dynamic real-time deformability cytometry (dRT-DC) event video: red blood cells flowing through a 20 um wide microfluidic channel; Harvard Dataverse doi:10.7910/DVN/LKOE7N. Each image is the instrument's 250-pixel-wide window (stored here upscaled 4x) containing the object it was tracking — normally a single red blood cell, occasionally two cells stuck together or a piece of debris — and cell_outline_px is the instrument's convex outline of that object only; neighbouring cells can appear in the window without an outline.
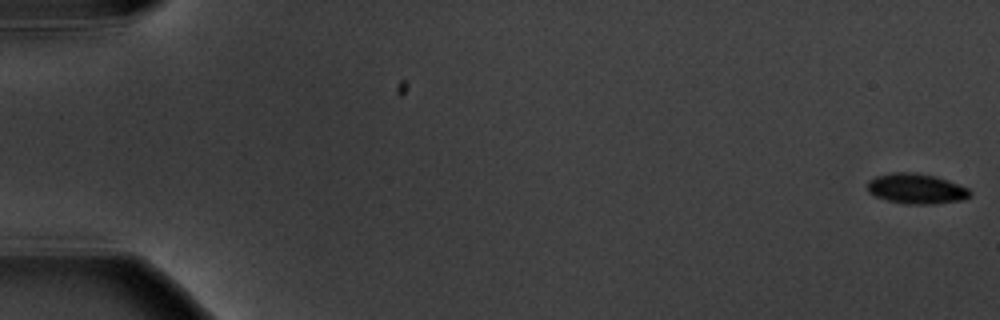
{"species": "common noctule bat (a hibernating species)", "species_latin": "Nyctalus noctula", "temperature_condition": "warm", "stored_images_in_passage": 5, "camera_frame_rate_fps": 3000, "um_per_image_px": 0.085, "animal": {"sex": "male", "body_mass_g": 20.1, "forearm_length_mm": 53.5}, "frame": {"image": 1, "passage_image": 1, "time_ms": 0.0, "image_size_px": [1000, 320], "cell_outline_px": [[972, 192], [964, 200], [932, 204], [908, 204], [888, 200], [876, 196], [868, 192], [868, 180], [876, 176], [892, 172], [916, 172], [936, 176], [948, 180], [968, 188]], "centroid_in_image_um": [77.89, 16.03], "position_along_channel_um": 7.1, "area_um2": 18.09}}